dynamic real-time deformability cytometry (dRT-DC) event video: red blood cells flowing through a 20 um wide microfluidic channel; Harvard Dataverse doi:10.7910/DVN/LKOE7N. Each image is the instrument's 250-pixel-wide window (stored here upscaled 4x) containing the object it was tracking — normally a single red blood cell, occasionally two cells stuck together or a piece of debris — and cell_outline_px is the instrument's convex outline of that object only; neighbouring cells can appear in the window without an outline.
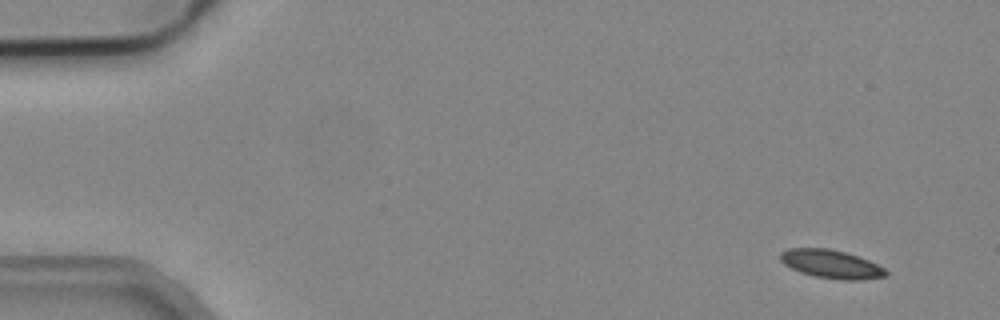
{"species": "common noctule bat (a hibernating species)", "species_latin": "Nyctalus noctula", "temperature_condition": "cold", "stored_images_in_passage": 6, "camera_frame_rate_fps": 3000, "um_per_image_px": 0.085, "animal": {"sex": "male", "body_mass_g": 19.2, "forearm_length_mm": 51.8}, "frame": {"image": 1, "passage_image": 1, "time_ms": 0.0, "image_size_px": [1000, 320], "cell_outline_px": [[888, 276], [860, 280], [844, 280], [816, 276], [800, 272], [784, 264], [780, 260], [780, 252], [788, 248], [828, 248], [844, 252], [868, 260], [884, 268], [888, 272]], "centroid_in_image_um": [70.65, 22.44], "position_along_channel_um": 14.4, "area_um2": 17.34}}
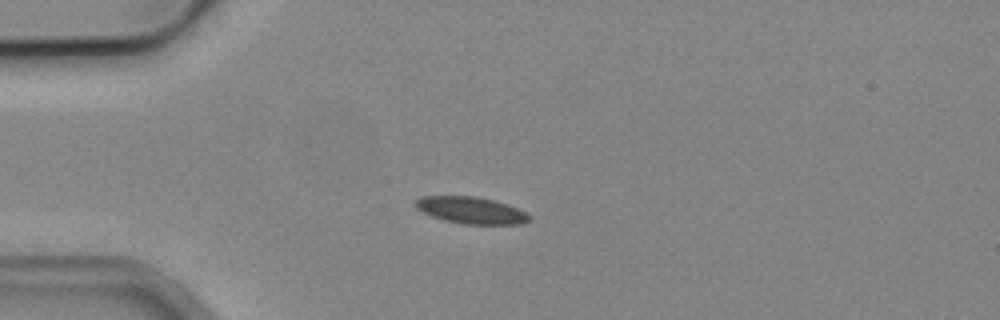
{"frame": {"image": 2, "passage_image": 4, "time_ms": 1.0, "image_size_px": [1000, 320], "cell_outline_px": [[532, 220], [520, 224], [464, 224], [444, 220], [432, 216], [416, 208], [412, 204], [416, 200], [424, 196], [476, 196], [496, 200], [508, 204], [528, 212], [532, 216]], "centroid_in_image_um": [40.1, 17.87], "position_along_channel_um": 44.9, "area_um2": 18.03}}
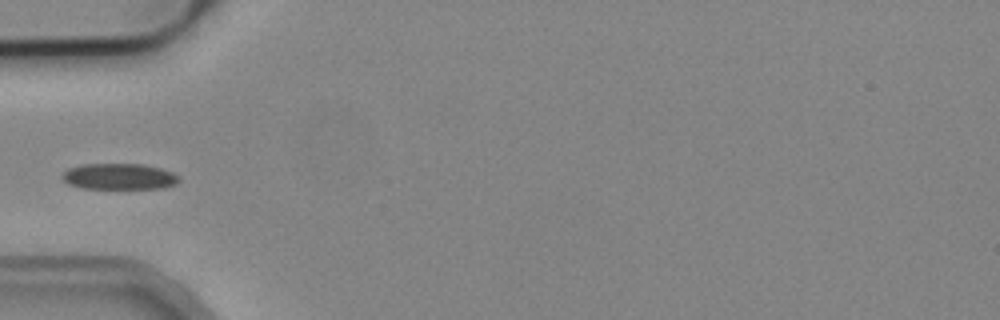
{"frame": {"image": 3, "passage_image": 5, "time_ms": 1.333, "image_size_px": [1000, 320], "cell_outline_px": [[180, 180], [176, 184], [164, 188], [80, 188], [68, 184], [60, 176], [68, 168], [84, 164], [144, 164], [160, 168], [172, 172], [180, 176]], "centroid_in_image_um": [10.14, 15.0], "position_along_channel_um": 74.9, "area_um2": 17.8}}